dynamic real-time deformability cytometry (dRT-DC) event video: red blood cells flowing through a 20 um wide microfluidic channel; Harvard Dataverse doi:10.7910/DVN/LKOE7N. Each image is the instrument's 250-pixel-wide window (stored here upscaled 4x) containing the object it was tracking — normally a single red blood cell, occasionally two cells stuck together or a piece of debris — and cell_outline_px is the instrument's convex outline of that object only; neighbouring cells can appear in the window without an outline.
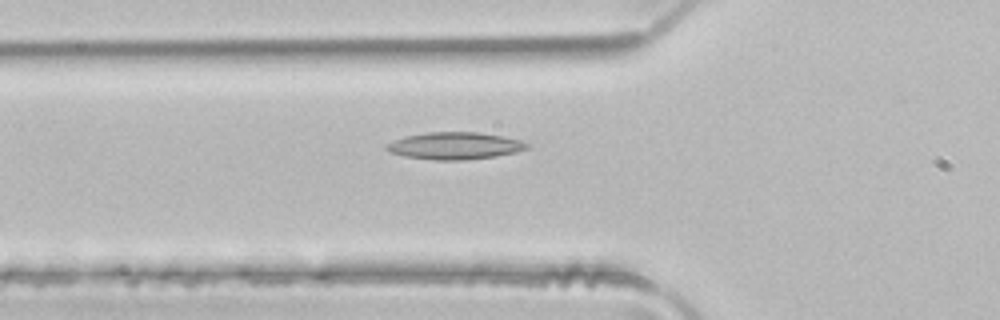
{"species": "common noctule bat (a hibernating species)", "species_latin": "Nyctalus noctula", "temperature_condition": "room temperature", "stored_images_in_passage": 4, "camera_frame_rate_fps": 3000, "um_per_image_px": 0.085, "animal": {"sex": "male", "body_mass_g": 21.5, "forearm_length_mm": 52.0}, "frame": {"image": 1, "passage_image": 4, "time_ms": 1.0, "image_size_px": [1000, 320], "cell_outline_px": [[528, 148], [516, 152], [496, 156], [464, 160], [436, 160], [404, 156], [392, 152], [384, 148], [384, 144], [392, 140], [404, 136], [428, 132], [476, 132], [504, 136], [520, 140], [528, 144]], "centroid_in_image_um": [38.62, 12.38], "position_along_channel_um": 87.2, "area_um2": 22.25}}